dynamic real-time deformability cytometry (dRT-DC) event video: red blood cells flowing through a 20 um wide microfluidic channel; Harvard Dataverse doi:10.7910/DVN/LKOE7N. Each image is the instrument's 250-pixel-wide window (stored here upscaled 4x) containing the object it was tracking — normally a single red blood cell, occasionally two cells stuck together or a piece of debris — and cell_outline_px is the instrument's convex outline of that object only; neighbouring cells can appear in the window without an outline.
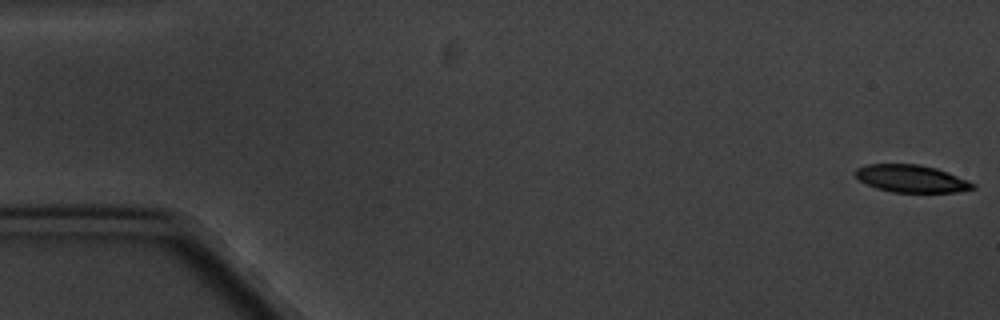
{"species": "common noctule bat (a hibernating species)", "species_latin": "Nyctalus noctula", "temperature_condition": "cold", "stored_images_in_passage": 8, "camera_frame_rate_fps": 3000, "um_per_image_px": 0.085, "animal": {"sex": "male", "body_mass_g": 20.1, "forearm_length_mm": 53.5}, "frame": {"image": 1, "passage_image": 1, "time_ms": 0.0, "image_size_px": [1000, 320], "cell_outline_px": [[976, 188], [956, 192], [892, 192], [876, 188], [860, 180], [856, 176], [856, 168], [864, 164], [920, 164], [936, 168], [948, 172], [968, 180], [976, 184]], "centroid_in_image_um": [77.49, 15.18], "position_along_channel_um": 7.5, "area_um2": 18.79}}
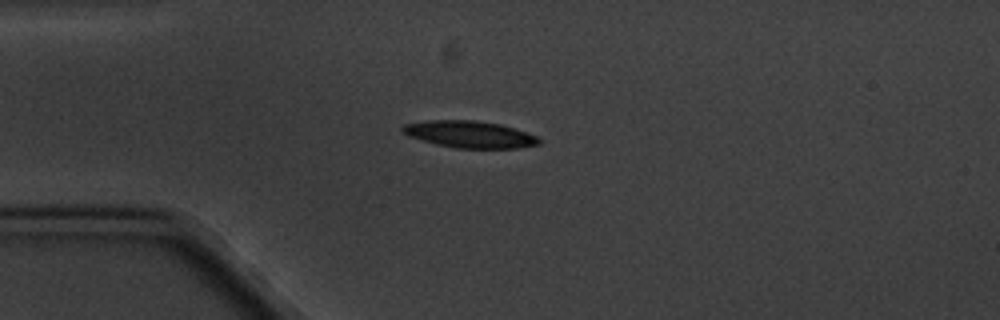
{"frame": {"image": 2, "passage_image": 5, "time_ms": 4.667, "image_size_px": [1000, 320], "cell_outline_px": [[544, 140], [540, 144], [520, 148], [456, 148], [436, 144], [408, 136], [400, 132], [400, 128], [404, 124], [428, 120], [476, 120], [500, 124], [536, 136]], "centroid_in_image_um": [39.9, 11.42], "position_along_channel_um": 45.1, "area_um2": 21.44}}